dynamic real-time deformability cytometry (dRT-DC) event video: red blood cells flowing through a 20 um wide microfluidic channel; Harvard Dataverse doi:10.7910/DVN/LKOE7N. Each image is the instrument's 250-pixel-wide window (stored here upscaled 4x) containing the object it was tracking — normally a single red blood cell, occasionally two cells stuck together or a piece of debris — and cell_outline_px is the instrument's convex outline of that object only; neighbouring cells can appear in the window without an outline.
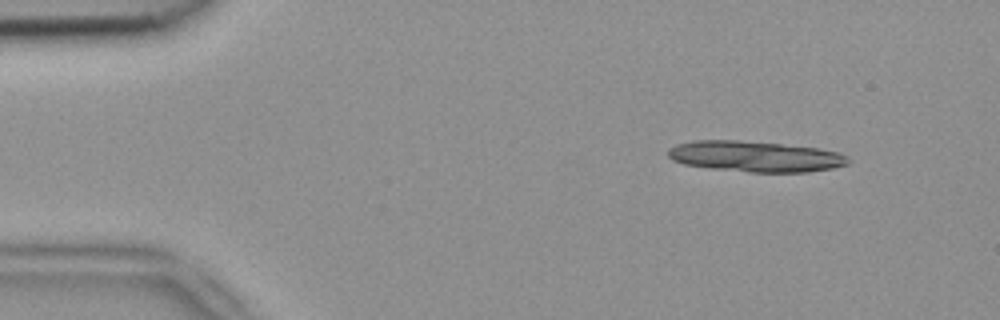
{"species": "common noctule bat (a hibernating species)", "species_latin": "Nyctalus noctula", "temperature_condition": "room temperature", "stored_images_in_passage": 8, "camera_frame_rate_fps": 3000, "um_per_image_px": 0.085, "animal": {"sex": "female", "body_mass_g": 18.4}, "frame": {"image": 1, "passage_image": 1, "time_ms": 0.0, "image_size_px": [1000, 320], "cell_outline_px": [[852, 160], [848, 164], [832, 168], [808, 172], [748, 172], [712, 168], [684, 164], [672, 160], [668, 156], [668, 148], [676, 144], [696, 140], [740, 140], [820, 148], [840, 152], [848, 156]], "centroid_in_image_um": [64.23, 13.29], "position_along_channel_um": 20.8, "area_um2": 32.48}}
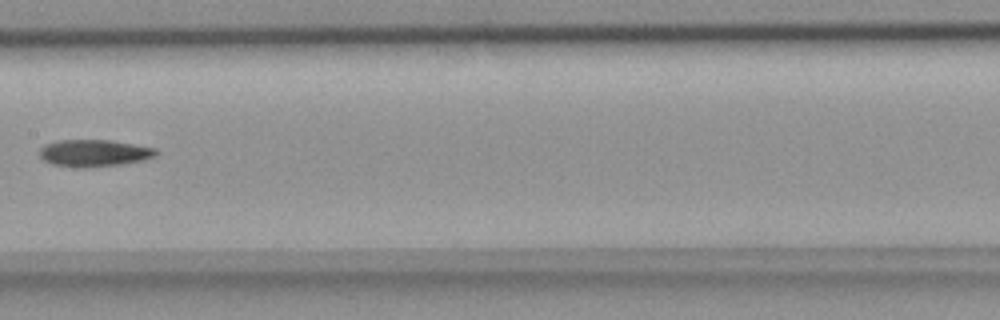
{"frame": {"image": 2, "passage_image": 7, "time_ms": 2.0, "image_size_px": [1000, 320], "cell_outline_px": [[160, 152], [156, 156], [140, 160], [120, 164], [84, 168], [80, 168], [52, 164], [44, 160], [40, 156], [40, 148], [44, 144], [56, 140], [112, 140], [156, 148]], "centroid_in_image_um": [7.99, 13.0], "position_along_channel_um": 199.4, "area_um2": 18.38}}
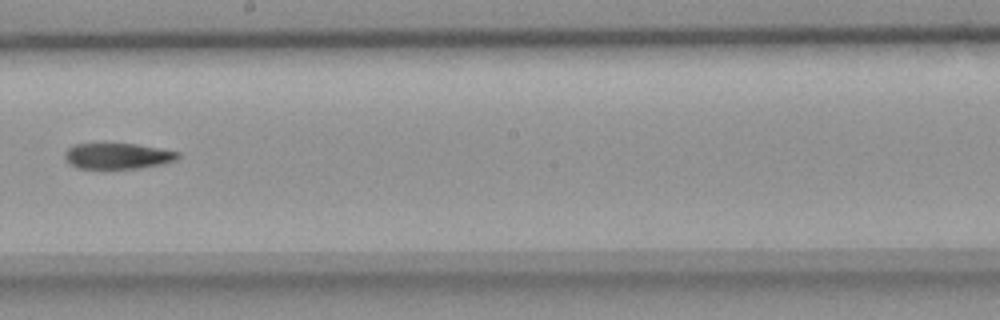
{"frame": {"image": 3, "passage_image": 8, "time_ms": 2.333, "image_size_px": [1000, 320], "cell_outline_px": [[180, 156], [176, 160], [160, 164], [140, 168], [76, 168], [68, 164], [64, 156], [64, 152], [72, 144], [136, 144], [180, 152]], "centroid_in_image_um": [9.96, 13.26], "position_along_channel_um": 238.2, "area_um2": 16.99}}